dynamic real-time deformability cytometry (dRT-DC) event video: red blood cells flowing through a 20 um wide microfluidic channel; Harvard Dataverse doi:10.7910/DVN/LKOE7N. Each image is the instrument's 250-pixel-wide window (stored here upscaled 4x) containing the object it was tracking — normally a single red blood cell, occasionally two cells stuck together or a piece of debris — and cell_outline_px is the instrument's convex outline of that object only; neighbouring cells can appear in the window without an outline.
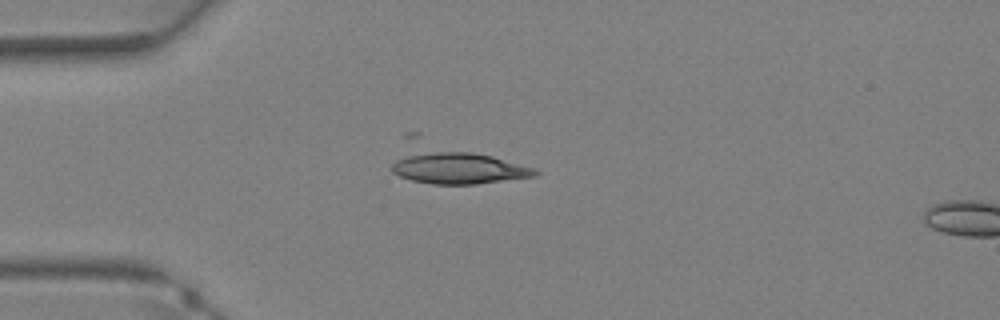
{"species": "Egyptian fruit bat (a non-hibernating species)", "species_latin": "Rousettus aegyptiacus", "temperature_condition": "warm", "stored_images_in_passage": 3, "camera_frame_rate_fps": 3000, "um_per_image_px": 0.085, "animal": {"sex": "female"}, "frame": {"image": 1, "passage_image": 1, "time_ms": 0.0, "image_size_px": [1000, 320], "cell_outline_px": [[540, 172], [532, 176], [476, 184], [432, 184], [412, 180], [400, 176], [392, 172], [392, 164], [396, 160], [416, 152], [472, 152], [492, 156], [536, 168]], "centroid_in_image_um": [39.0, 14.3], "position_along_channel_um": 46.0, "area_um2": 25.78}}